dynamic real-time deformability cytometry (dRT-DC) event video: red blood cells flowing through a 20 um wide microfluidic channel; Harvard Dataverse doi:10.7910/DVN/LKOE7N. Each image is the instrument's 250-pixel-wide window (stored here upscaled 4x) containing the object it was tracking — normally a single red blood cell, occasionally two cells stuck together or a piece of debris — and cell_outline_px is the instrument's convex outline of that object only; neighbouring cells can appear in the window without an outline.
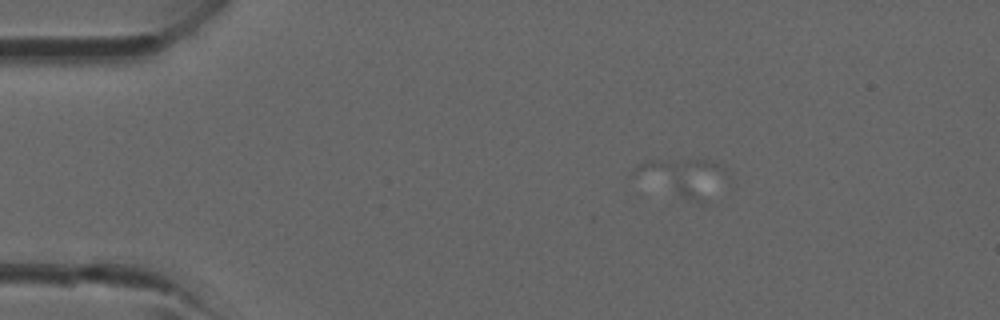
{"species": "common noctule bat (a hibernating species)", "species_latin": "Nyctalus noctula", "temperature_condition": "room temperature", "stored_images_in_passage": 48, "segment_of_instrument_passage": [1, 2], "camera_frame_rate_fps": 3000, "um_per_image_px": 0.085, "animal": {"sex": "male", "forearm_length_mm": 52.5}, "frame": {"image": 1, "passage_image": 9, "time_ms": 2.667, "image_size_px": [1000, 320], "cell_outline_px": [[724, 168], [696, 200], [684, 196], [632, 176], [632, 172], [644, 160], [712, 160], [724, 164]], "centroid_in_image_um": [57.79, 14.89], "position_along_channel_um": 27.2, "area_um2": 17.22}}